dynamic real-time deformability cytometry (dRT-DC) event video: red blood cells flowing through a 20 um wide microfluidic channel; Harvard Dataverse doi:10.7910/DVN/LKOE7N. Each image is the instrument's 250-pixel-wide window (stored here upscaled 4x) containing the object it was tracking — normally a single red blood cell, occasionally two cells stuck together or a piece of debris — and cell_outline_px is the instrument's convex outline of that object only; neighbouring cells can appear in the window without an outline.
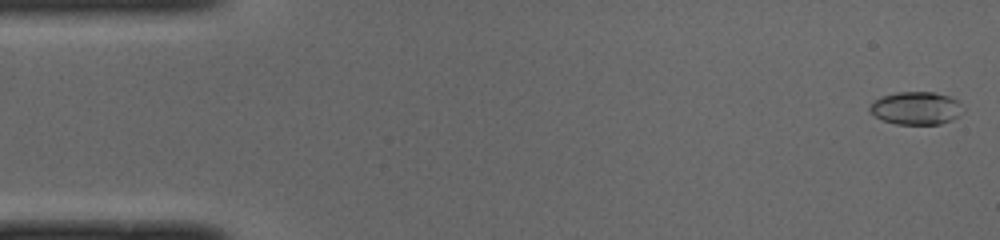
{"species": "common noctule bat (a hibernating species)", "species_latin": "Nyctalus noctula", "temperature_condition": "cold", "stored_images_in_passage": 50, "camera_frame_rate_fps": 3000, "um_per_image_px": 0.085, "animal": {"sex": "male", "body_mass_g": 19.0, "forearm_length_mm": 50.8}, "frame": {"image": 1, "passage_image": 1, "time_ms": 0.0, "image_size_px": [1000, 240], "cell_outline_px": [[956, 116], [952, 120], [940, 124], [896, 124], [884, 120], [876, 116], [868, 108], [876, 100], [884, 96], [900, 92], [932, 92], [948, 96], [956, 100]], "centroid_in_image_um": [77.79, 9.2], "position_along_channel_um": 7.2, "area_um2": 16.94}}
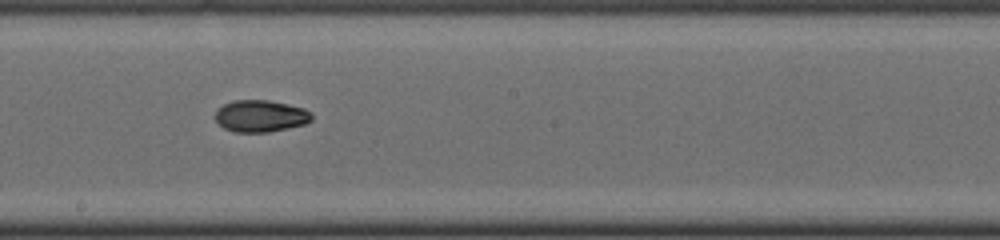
{"frame": {"image": 2, "passage_image": 27, "time_ms": 8.667, "image_size_px": [1000, 240], "cell_outline_px": [[312, 120], [304, 124], [288, 128], [268, 132], [236, 132], [224, 128], [216, 120], [216, 108], [232, 100], [268, 100], [288, 104], [304, 108], [312, 112]], "centroid_in_image_um": [22.16, 9.85], "position_along_channel_um": 226.0, "area_um2": 17.98}}
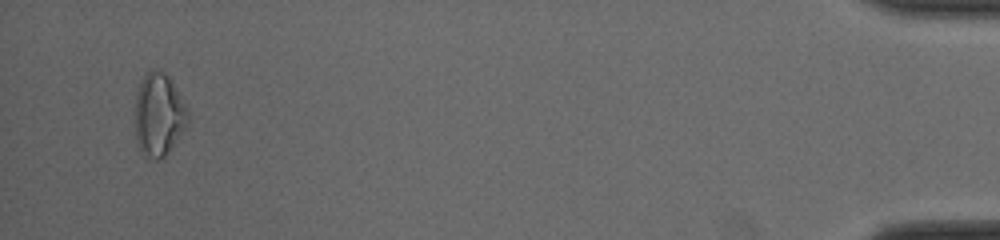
{"frame": {"image": 3, "passage_image": 48, "time_ms": 15.667, "image_size_px": [1000, 240], "cell_outline_px": [[188, 120], [184, 128], [168, 152], [160, 160], [152, 160], [144, 156], [136, 140], [136, 92], [144, 72], [164, 72], [168, 76], [188, 108]], "centroid_in_image_um": [13.48, 9.77], "position_along_channel_um": 421.7, "area_um2": 25.14}, "authors_computed_cell_mechanics": {"area_um2": 17.8891, "velocity_mm_per_s": 4.004, "shape_relaxation_time_tau1_ms": 3.6214, "shape_relaxation_time_tau2_ms": 9.4836, "deformation_change_tau1": 0.1643, "deformation_change_tau2": 0.1285}}